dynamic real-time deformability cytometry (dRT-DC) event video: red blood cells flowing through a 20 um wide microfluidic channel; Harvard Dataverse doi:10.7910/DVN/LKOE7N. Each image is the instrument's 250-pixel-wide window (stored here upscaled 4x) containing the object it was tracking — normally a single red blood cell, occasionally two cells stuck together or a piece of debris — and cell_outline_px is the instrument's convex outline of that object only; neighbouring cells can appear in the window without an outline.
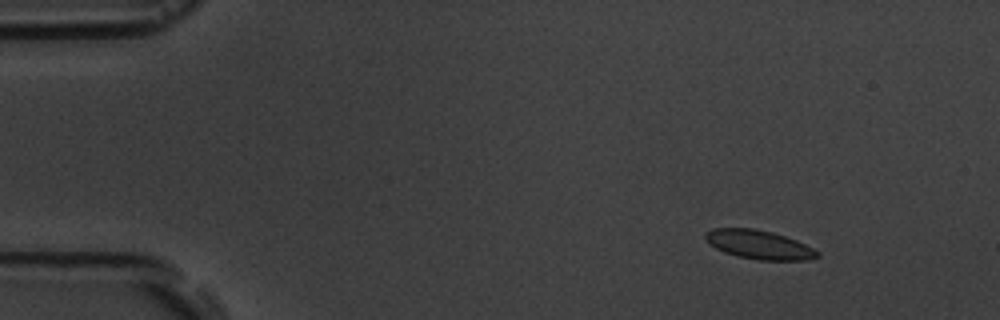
{"species": "common noctule bat (a hibernating species)", "species_latin": "Nyctalus noctula", "temperature_condition": "room temperature", "stored_images_in_passage": 4, "camera_frame_rate_fps": 3000, "um_per_image_px": 0.085, "animal": {"sex": "male", "body_mass_g": 19.5, "forearm_length_mm": 54.6}, "frame": {"image": 1, "passage_image": 2, "time_ms": 1.333, "image_size_px": [1000, 320], "cell_outline_px": [[820, 256], [808, 260], [756, 260], [736, 256], [724, 252], [708, 244], [704, 236], [704, 232], [712, 228], [752, 228], [772, 232], [796, 240], [820, 252]], "centroid_in_image_um": [64.48, 20.8], "position_along_channel_um": 20.5, "area_um2": 18.96}}